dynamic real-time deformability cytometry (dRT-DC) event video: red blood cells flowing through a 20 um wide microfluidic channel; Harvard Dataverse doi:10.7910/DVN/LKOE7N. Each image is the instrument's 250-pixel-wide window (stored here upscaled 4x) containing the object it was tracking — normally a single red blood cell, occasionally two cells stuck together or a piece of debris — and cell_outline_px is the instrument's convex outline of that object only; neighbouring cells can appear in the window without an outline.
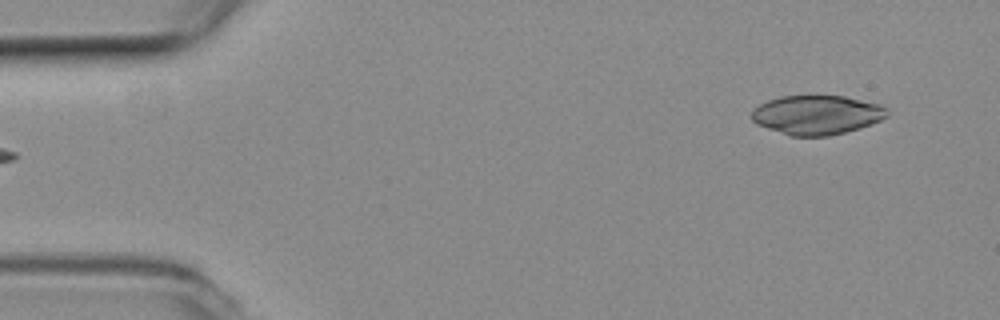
{"species": "common noctule bat (a hibernating species)", "species_latin": "Nyctalus noctula", "temperature_condition": "room temperature", "stored_images_in_passage": 5, "segment_of_instrument_passage": [2, 2], "camera_frame_rate_fps": 3000, "um_per_image_px": 0.085, "animal": {"sex": "female", "body_mass_g": 19.3, "forearm_length_mm": 54.1}, "frame": {"image": 1, "passage_image": 5, "time_ms": 1.333, "image_size_px": [1000, 320], "cell_outline_px": [[888, 116], [872, 124], [860, 128], [828, 136], [792, 136], [756, 124], [752, 120], [752, 112], [760, 104], [768, 100], [780, 96], [844, 96], [880, 104], [888, 108]], "centroid_in_image_um": [69.46, 9.76], "position_along_channel_um": 15.5, "area_um2": 30.87}}